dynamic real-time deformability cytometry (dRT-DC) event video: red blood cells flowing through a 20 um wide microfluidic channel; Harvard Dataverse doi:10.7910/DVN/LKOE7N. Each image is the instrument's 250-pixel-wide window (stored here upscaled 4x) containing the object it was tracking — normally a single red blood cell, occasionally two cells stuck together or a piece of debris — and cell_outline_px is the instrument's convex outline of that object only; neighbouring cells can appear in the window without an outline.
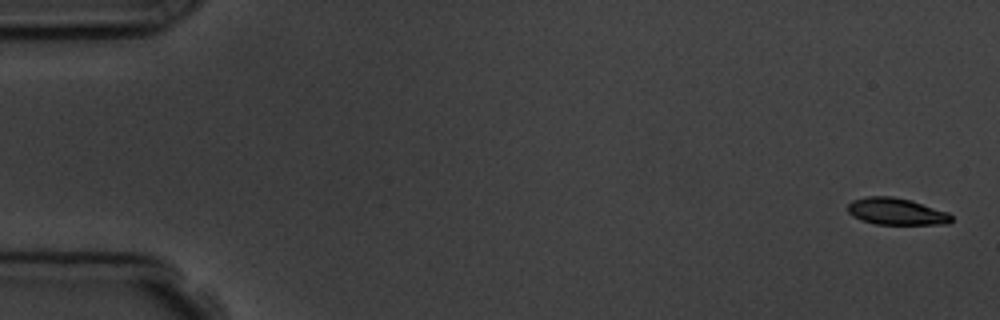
{"species": "common noctule bat (a hibernating species)", "species_latin": "Nyctalus noctula", "temperature_condition": "room temperature", "stored_images_in_passage": 4, "camera_frame_rate_fps": 3000, "um_per_image_px": 0.085, "animal": {"sex": "male", "body_mass_g": 19.5, "forearm_length_mm": 54.6}, "frame": {"image": 1, "passage_image": 1, "time_ms": 0.0, "image_size_px": [1000, 320], "cell_outline_px": [[952, 220], [948, 224], [876, 224], [860, 220], [852, 216], [848, 212], [848, 204], [852, 200], [868, 196], [892, 196], [908, 200], [948, 212], [952, 216]], "centroid_in_image_um": [76.15, 17.98], "position_along_channel_um": 8.8, "area_um2": 16.07}}